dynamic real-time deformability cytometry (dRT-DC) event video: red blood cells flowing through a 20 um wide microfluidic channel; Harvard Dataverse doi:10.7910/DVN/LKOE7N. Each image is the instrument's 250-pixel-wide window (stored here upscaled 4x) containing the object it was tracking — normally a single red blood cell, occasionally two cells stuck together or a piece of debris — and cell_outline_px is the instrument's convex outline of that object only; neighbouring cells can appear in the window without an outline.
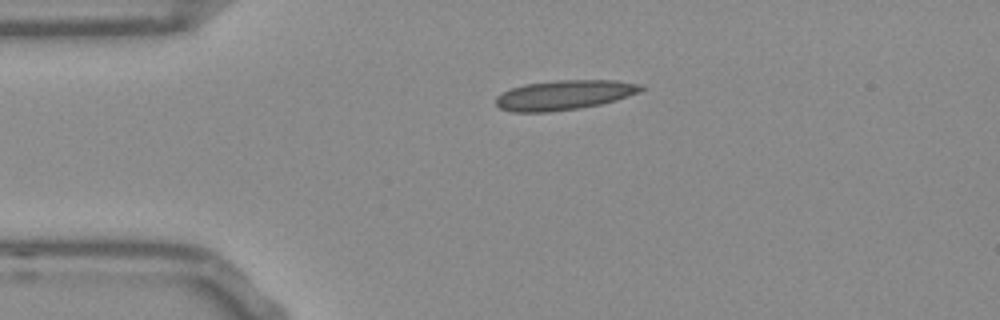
{"species": "Egyptian fruit bat (a non-hibernating species)", "species_latin": "Rousettus aegyptiacus", "temperature_condition": "room temperature", "stored_images_in_passage": 42, "camera_frame_rate_fps": 3000, "um_per_image_px": 0.085, "frame": {"image": 1, "passage_image": 1, "time_ms": 0.0, "image_size_px": [1000, 320], "cell_outline_px": [[644, 88], [628, 96], [616, 100], [600, 104], [576, 108], [548, 112], [512, 112], [500, 108], [496, 104], [496, 96], [500, 92], [524, 84], [556, 80], [616, 80], [644, 84]], "centroid_in_image_um": [47.93, 8.06], "position_along_channel_um": 37.1, "area_um2": 25.09}}
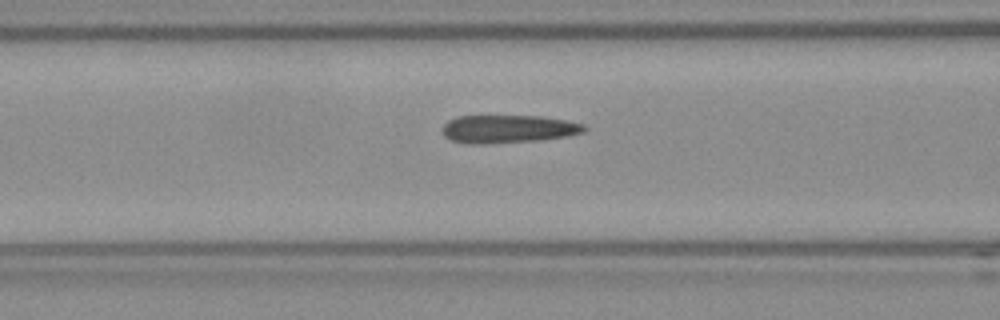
{"frame": {"image": 2, "passage_image": 10, "time_ms": 3.0, "image_size_px": [1000, 320], "cell_outline_px": [[588, 128], [584, 132], [568, 136], [540, 140], [484, 144], [468, 144], [452, 140], [444, 136], [444, 124], [448, 120], [456, 116], [544, 116], [568, 120], [584, 124]], "centroid_in_image_um": [43.24, 10.96], "position_along_channel_um": 123.4, "area_um2": 23.35}}
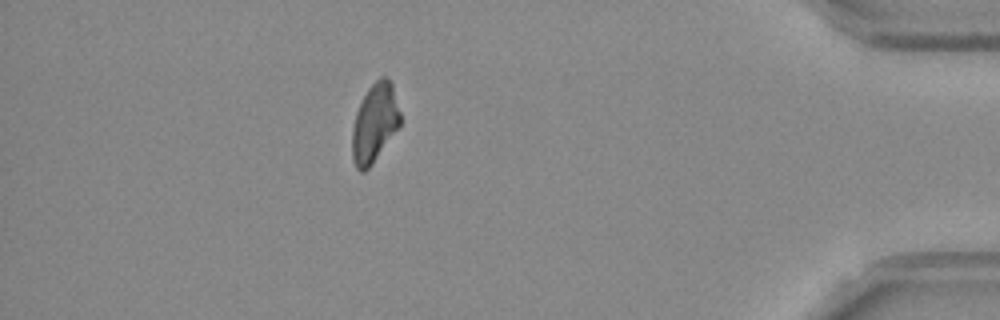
{"frame": {"image": 3, "passage_image": 36, "time_ms": 11.667, "image_size_px": [1000, 320], "cell_outline_px": [[400, 124], [372, 164], [364, 172], [360, 172], [356, 168], [352, 160], [352, 128], [356, 112], [368, 88], [380, 76], [384, 76], [392, 84], [400, 112]], "centroid_in_image_um": [31.82, 10.47], "position_along_channel_um": 403.4, "area_um2": 21.73}, "authors_computed_cell_mechanics": {"area_um2": 23.0333, "velocity_mm_per_s": 3.806, "shape_relaxation_time_tau1_ms": null, "shape_relaxation_time_tau2_ms": 6.1318, "deformation_change_tau1": null, "deformation_change_tau2": 0.1469}}